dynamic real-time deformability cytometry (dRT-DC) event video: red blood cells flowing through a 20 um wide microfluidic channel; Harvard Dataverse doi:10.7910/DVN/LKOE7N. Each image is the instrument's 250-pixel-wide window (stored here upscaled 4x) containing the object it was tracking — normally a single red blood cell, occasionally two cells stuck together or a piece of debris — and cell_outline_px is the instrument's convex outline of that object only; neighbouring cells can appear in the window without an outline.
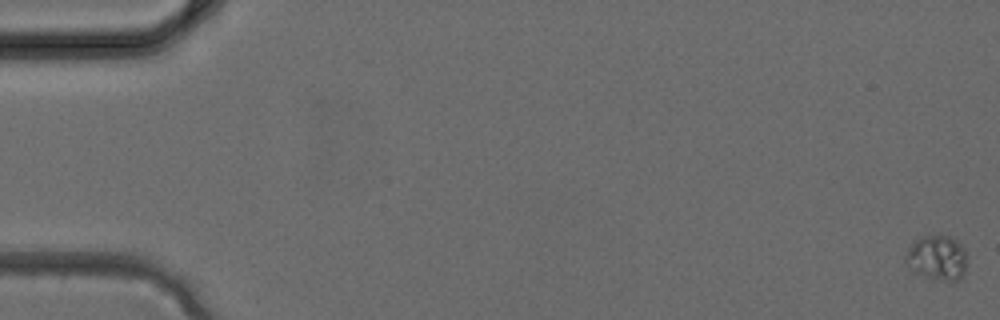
{"species": "common noctule bat (a hibernating species)", "species_latin": "Nyctalus noctula", "temperature_condition": "cold", "stored_images_in_passage": 4, "camera_frame_rate_fps": 3000, "um_per_image_px": 0.085, "animal": {"sex": "female", "body_mass_g": 24.6, "forearm_length_mm": 56.2}, "frame": {"image": 1, "passage_image": 1, "time_ms": 0.0, "image_size_px": [1000, 320], "cell_outline_px": [[968, 256], [964, 276], [956, 280], [940, 280], [924, 276], [916, 272], [904, 264], [904, 256], [908, 248], [920, 236], [952, 236], [964, 248]], "centroid_in_image_um": [79.66, 21.91], "position_along_channel_um": 5.3, "area_um2": 16.24}}